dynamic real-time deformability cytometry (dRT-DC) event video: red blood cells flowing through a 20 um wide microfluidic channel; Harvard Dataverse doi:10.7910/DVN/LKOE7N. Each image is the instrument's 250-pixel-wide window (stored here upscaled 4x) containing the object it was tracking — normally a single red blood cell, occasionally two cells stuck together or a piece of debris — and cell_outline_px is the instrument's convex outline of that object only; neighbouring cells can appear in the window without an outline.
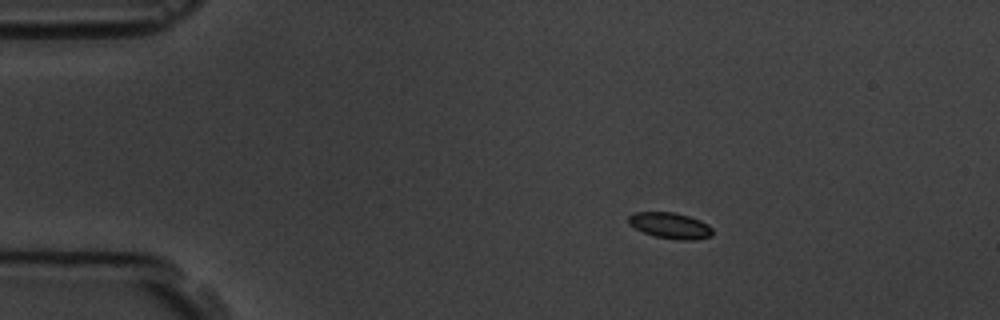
{"species": "common noctule bat (a hibernating species)", "species_latin": "Nyctalus noctula", "temperature_condition": "room temperature", "stored_images_in_passage": 8, "camera_frame_rate_fps": 3000, "um_per_image_px": 0.085, "animal": {"sex": "male", "body_mass_g": 19.5, "forearm_length_mm": 54.6}, "frame": {"image": 1, "passage_image": 1, "time_ms": 0.0, "image_size_px": [1000, 320], "cell_outline_px": [[712, 236], [696, 240], [680, 240], [656, 236], [644, 232], [628, 224], [628, 216], [636, 212], [676, 212], [700, 220], [708, 224], [712, 228]], "centroid_in_image_um": [56.99, 19.17], "position_along_channel_um": 28.0, "area_um2": 12.72}}
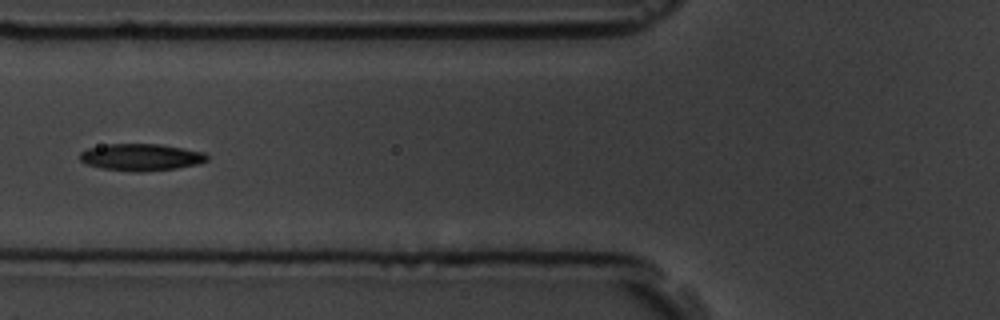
{"frame": {"image": 2, "passage_image": 3, "time_ms": 22.333, "image_size_px": [1000, 320], "cell_outline_px": [[208, 160], [196, 164], [176, 168], [140, 172], [132, 172], [100, 168], [84, 164], [80, 160], [80, 152], [88, 148], [108, 144], [160, 144], [204, 152], [208, 156]], "centroid_in_image_um": [11.95, 13.36], "position_along_channel_um": 113.9, "area_um2": 20.0}}
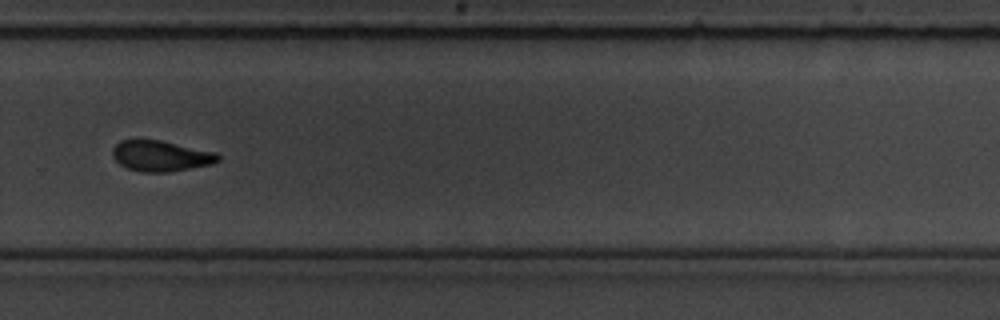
{"frame": {"image": 3, "passage_image": 8, "time_ms": 28.0, "image_size_px": [1000, 320], "cell_outline_px": [[220, 160], [212, 164], [168, 172], [140, 172], [128, 168], [120, 164], [112, 156], [112, 148], [120, 140], [160, 140], [216, 152], [220, 156]], "centroid_in_image_um": [13.67, 13.25], "position_along_channel_um": 316.1, "area_um2": 18.84}}